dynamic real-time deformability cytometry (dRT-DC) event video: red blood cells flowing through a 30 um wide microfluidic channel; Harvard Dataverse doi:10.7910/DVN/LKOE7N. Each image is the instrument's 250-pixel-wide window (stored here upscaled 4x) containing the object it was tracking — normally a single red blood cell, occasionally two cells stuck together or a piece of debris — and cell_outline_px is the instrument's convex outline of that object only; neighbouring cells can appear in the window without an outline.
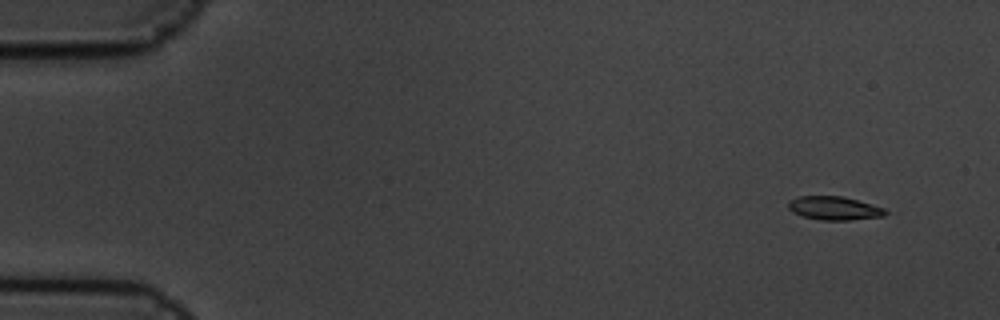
{"species": "common noctule bat (a hibernating species)", "species_latin": "Nyctalus noctula", "temperature_condition": "cold", "stored_images_in_passage": 6, "segment_of_instrument_passage": [1, 2], "camera_frame_rate_fps": 3000, "um_per_image_px": 0.085, "animal": {"sex": "male", "body_mass_g": 19.5, "forearm_length_mm": 54.6}, "frame": {"image": 1, "passage_image": 1, "time_ms": 0.0, "image_size_px": [1000, 320], "cell_outline_px": [[896, 212], [884, 216], [848, 220], [820, 220], [804, 216], [792, 212], [788, 208], [788, 204], [796, 196], [844, 196], [872, 204]], "centroid_in_image_um": [71.0, 17.7], "position_along_channel_um": 14.0, "area_um2": 13.53}}